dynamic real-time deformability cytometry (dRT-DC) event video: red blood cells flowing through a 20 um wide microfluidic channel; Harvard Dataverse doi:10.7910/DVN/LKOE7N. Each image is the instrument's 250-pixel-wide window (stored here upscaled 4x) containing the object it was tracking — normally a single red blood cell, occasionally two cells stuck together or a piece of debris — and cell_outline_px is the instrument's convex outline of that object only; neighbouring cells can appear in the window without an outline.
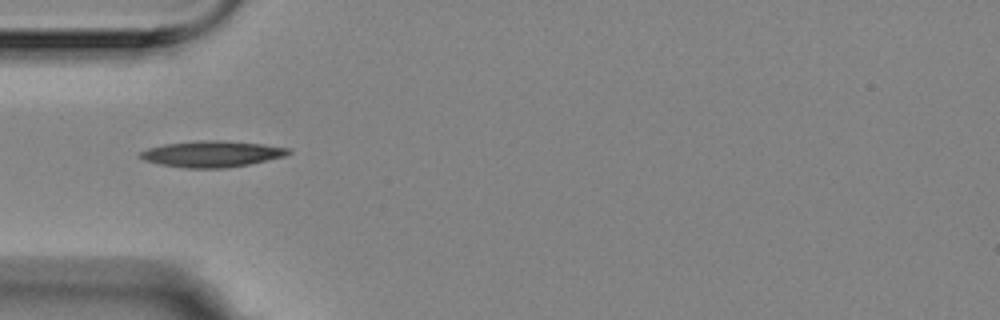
{"species": "Egyptian fruit bat (a non-hibernating species)", "species_latin": "Rousettus aegyptiacus", "temperature_condition": "room temperature", "stored_images_in_passage": 40, "camera_frame_rate_fps": 3000, "um_per_image_px": 0.085, "animal": {"sex": "female"}, "frame": {"image": 1, "passage_image": 1, "time_ms": 0.0, "image_size_px": [1000, 320], "cell_outline_px": [[292, 152], [284, 156], [248, 164], [224, 168], [184, 168], [160, 164], [144, 160], [140, 156], [140, 152], [148, 148], [164, 144], [196, 140], [220, 140], [264, 144], [288, 148]], "centroid_in_image_um": [17.99, 13.07], "position_along_channel_um": 67.0, "area_um2": 22.48}}
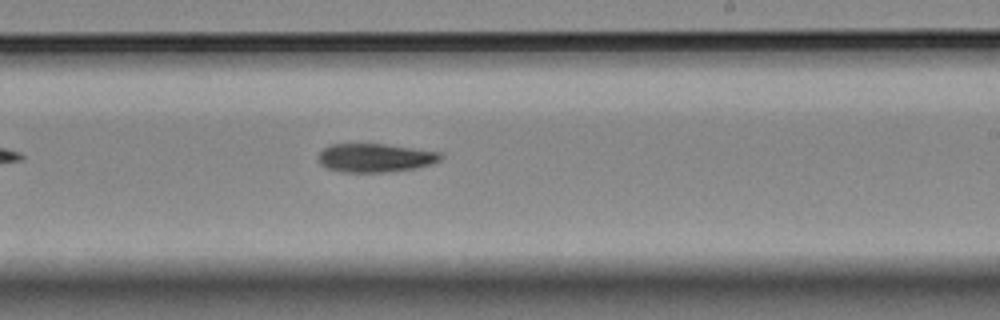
{"frame": {"image": 2, "passage_image": 17, "time_ms": 5.333, "image_size_px": [1000, 320], "cell_outline_px": [[444, 156], [440, 160], [432, 164], [416, 168], [384, 172], [344, 172], [328, 168], [320, 164], [320, 152], [328, 144], [384, 144], [444, 152]], "centroid_in_image_um": [31.95, 13.41], "position_along_channel_um": 257.0, "area_um2": 20.4}}
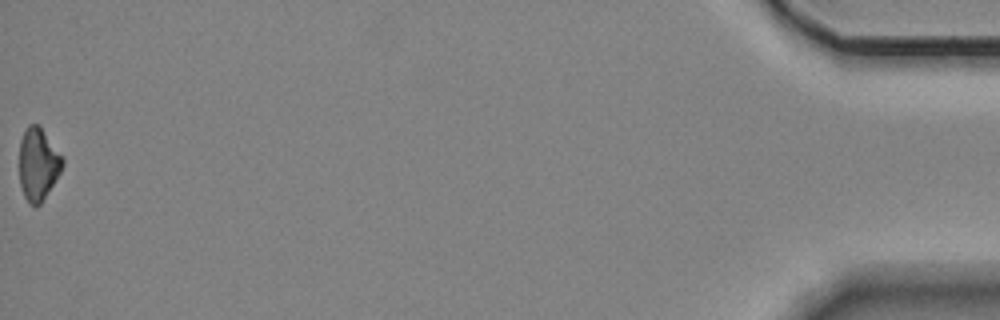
{"frame": {"image": 3, "passage_image": 40, "time_ms": 13.0, "image_size_px": [1000, 320], "cell_outline_px": [[64, 164], [60, 172], [40, 204], [28, 204], [24, 196], [20, 184], [20, 140], [28, 124], [40, 124], [64, 160]], "centroid_in_image_um": [3.23, 13.92], "position_along_channel_um": 432.0, "area_um2": 17.98}, "authors_computed_cell_mechanics": {"area_um2": 20.6346, "velocity_mm_per_s": 3.5643, "shape_relaxation_time_tau1_ms": 7.6825, "shape_relaxation_time_tau2_ms": null, "deformation_change_tau1": 0.1615, "deformation_change_tau2": null}}